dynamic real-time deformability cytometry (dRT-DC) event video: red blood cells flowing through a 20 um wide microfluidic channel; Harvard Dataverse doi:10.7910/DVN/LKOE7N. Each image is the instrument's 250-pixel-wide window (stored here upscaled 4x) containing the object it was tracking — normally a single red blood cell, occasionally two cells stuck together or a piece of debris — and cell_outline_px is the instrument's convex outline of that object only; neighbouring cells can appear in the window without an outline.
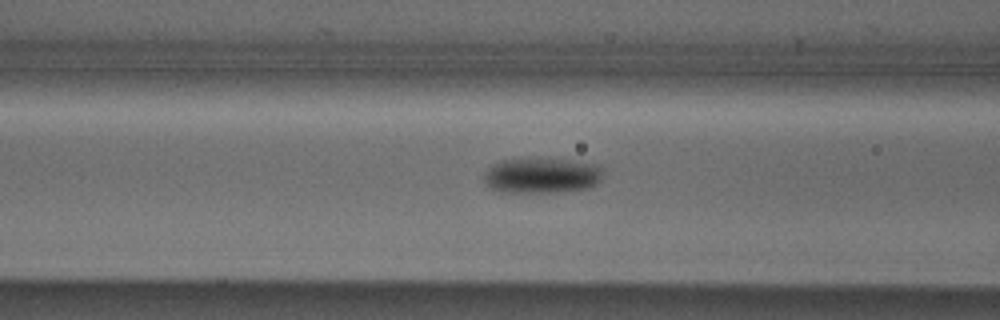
{"species": "Egyptian fruit bat (a non-hibernating species)", "species_latin": "Rousettus aegyptiacus", "temperature_condition": "cold", "stored_images_in_passage": 17, "camera_frame_rate_fps": 3000, "um_per_image_px": 0.085, "animal": {"sex": "male"}, "frame": {"image": 1, "passage_image": 8, "time_ms": 2.333, "image_size_px": [1000, 320], "cell_outline_px": [[600, 180], [592, 188], [560, 192], [500, 192], [488, 188], [484, 180], [484, 172], [488, 168], [500, 160], [568, 160], [596, 164], [600, 168]], "centroid_in_image_um": [46.01, 14.95], "position_along_channel_um": 120.6, "area_um2": 24.28}}
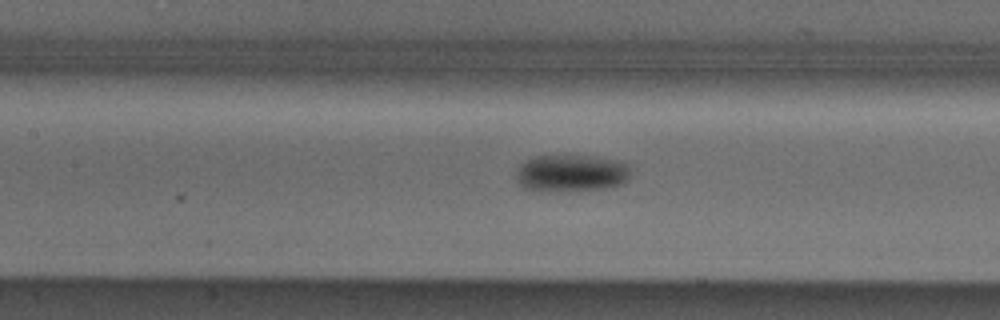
{"frame": {"image": 2, "passage_image": 11, "time_ms": 3.333, "image_size_px": [1000, 320], "cell_outline_px": [[628, 180], [624, 184], [604, 188], [524, 188], [520, 184], [516, 176], [516, 172], [520, 164], [524, 160], [536, 156], [592, 156], [616, 160], [628, 164]], "centroid_in_image_um": [48.58, 14.66], "position_along_channel_um": 158.8, "area_um2": 23.58}}
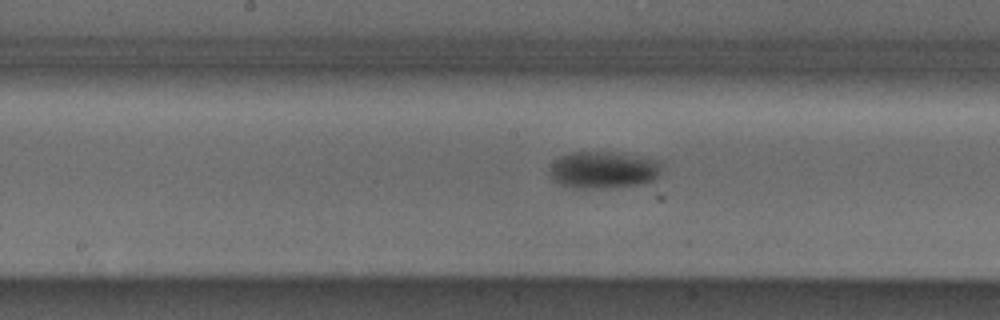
{"frame": {"image": 3, "passage_image": 14, "time_ms": 4.333, "image_size_px": [1000, 320], "cell_outline_px": [[660, 168], [656, 176], [652, 180], [644, 184], [616, 188], [572, 188], [560, 184], [548, 172], [548, 168], [560, 156], [572, 152], [608, 152], [660, 160]], "centroid_in_image_um": [51.26, 14.46], "position_along_channel_um": 196.9, "area_um2": 24.04}}